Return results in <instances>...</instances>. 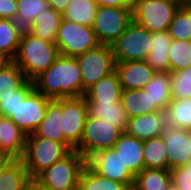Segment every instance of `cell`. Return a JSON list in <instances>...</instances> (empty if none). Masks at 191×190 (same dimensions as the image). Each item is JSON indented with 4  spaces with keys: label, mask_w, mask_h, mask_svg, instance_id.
Wrapping results in <instances>:
<instances>
[{
    "label": "cell",
    "mask_w": 191,
    "mask_h": 190,
    "mask_svg": "<svg viewBox=\"0 0 191 190\" xmlns=\"http://www.w3.org/2000/svg\"><path fill=\"white\" fill-rule=\"evenodd\" d=\"M34 88L51 100L83 96L79 64L74 57L59 55L55 62L33 80Z\"/></svg>",
    "instance_id": "1"
},
{
    "label": "cell",
    "mask_w": 191,
    "mask_h": 190,
    "mask_svg": "<svg viewBox=\"0 0 191 190\" xmlns=\"http://www.w3.org/2000/svg\"><path fill=\"white\" fill-rule=\"evenodd\" d=\"M59 55L56 44L27 34L20 38L13 62L24 72L28 81H33L46 71Z\"/></svg>",
    "instance_id": "2"
},
{
    "label": "cell",
    "mask_w": 191,
    "mask_h": 190,
    "mask_svg": "<svg viewBox=\"0 0 191 190\" xmlns=\"http://www.w3.org/2000/svg\"><path fill=\"white\" fill-rule=\"evenodd\" d=\"M71 151L58 141L37 137L34 133L27 135L26 146L21 160L34 180L41 172L60 161Z\"/></svg>",
    "instance_id": "3"
},
{
    "label": "cell",
    "mask_w": 191,
    "mask_h": 190,
    "mask_svg": "<svg viewBox=\"0 0 191 190\" xmlns=\"http://www.w3.org/2000/svg\"><path fill=\"white\" fill-rule=\"evenodd\" d=\"M87 160L76 150L41 172L34 180L47 190H77Z\"/></svg>",
    "instance_id": "4"
},
{
    "label": "cell",
    "mask_w": 191,
    "mask_h": 190,
    "mask_svg": "<svg viewBox=\"0 0 191 190\" xmlns=\"http://www.w3.org/2000/svg\"><path fill=\"white\" fill-rule=\"evenodd\" d=\"M151 41L152 32L132 21L110 46L116 62L145 61Z\"/></svg>",
    "instance_id": "5"
},
{
    "label": "cell",
    "mask_w": 191,
    "mask_h": 190,
    "mask_svg": "<svg viewBox=\"0 0 191 190\" xmlns=\"http://www.w3.org/2000/svg\"><path fill=\"white\" fill-rule=\"evenodd\" d=\"M55 44L60 55L74 58L100 45L92 27L66 19L61 21Z\"/></svg>",
    "instance_id": "6"
},
{
    "label": "cell",
    "mask_w": 191,
    "mask_h": 190,
    "mask_svg": "<svg viewBox=\"0 0 191 190\" xmlns=\"http://www.w3.org/2000/svg\"><path fill=\"white\" fill-rule=\"evenodd\" d=\"M83 83V96L100 79L115 72L116 61L110 45L100 44L97 48L75 57Z\"/></svg>",
    "instance_id": "7"
},
{
    "label": "cell",
    "mask_w": 191,
    "mask_h": 190,
    "mask_svg": "<svg viewBox=\"0 0 191 190\" xmlns=\"http://www.w3.org/2000/svg\"><path fill=\"white\" fill-rule=\"evenodd\" d=\"M133 8L98 6L92 25L102 45L113 44L133 21Z\"/></svg>",
    "instance_id": "8"
},
{
    "label": "cell",
    "mask_w": 191,
    "mask_h": 190,
    "mask_svg": "<svg viewBox=\"0 0 191 190\" xmlns=\"http://www.w3.org/2000/svg\"><path fill=\"white\" fill-rule=\"evenodd\" d=\"M122 132L110 123L88 116L80 144L74 149L86 160L96 152L113 148Z\"/></svg>",
    "instance_id": "9"
},
{
    "label": "cell",
    "mask_w": 191,
    "mask_h": 190,
    "mask_svg": "<svg viewBox=\"0 0 191 190\" xmlns=\"http://www.w3.org/2000/svg\"><path fill=\"white\" fill-rule=\"evenodd\" d=\"M178 9L164 0H140L133 5V21L152 33L166 31Z\"/></svg>",
    "instance_id": "10"
},
{
    "label": "cell",
    "mask_w": 191,
    "mask_h": 190,
    "mask_svg": "<svg viewBox=\"0 0 191 190\" xmlns=\"http://www.w3.org/2000/svg\"><path fill=\"white\" fill-rule=\"evenodd\" d=\"M51 99L39 93L35 88L26 96L20 98L10 119L20 127L25 134H33L44 119L47 104Z\"/></svg>",
    "instance_id": "11"
},
{
    "label": "cell",
    "mask_w": 191,
    "mask_h": 190,
    "mask_svg": "<svg viewBox=\"0 0 191 190\" xmlns=\"http://www.w3.org/2000/svg\"><path fill=\"white\" fill-rule=\"evenodd\" d=\"M87 117L85 96L62 98V133L74 148L80 144Z\"/></svg>",
    "instance_id": "12"
},
{
    "label": "cell",
    "mask_w": 191,
    "mask_h": 190,
    "mask_svg": "<svg viewBox=\"0 0 191 190\" xmlns=\"http://www.w3.org/2000/svg\"><path fill=\"white\" fill-rule=\"evenodd\" d=\"M87 164L99 175L107 179L129 185L134 184V176L123 164L119 154L114 148L96 152L88 160Z\"/></svg>",
    "instance_id": "13"
},
{
    "label": "cell",
    "mask_w": 191,
    "mask_h": 190,
    "mask_svg": "<svg viewBox=\"0 0 191 190\" xmlns=\"http://www.w3.org/2000/svg\"><path fill=\"white\" fill-rule=\"evenodd\" d=\"M161 136L167 146L169 170L191 163L190 131L167 124Z\"/></svg>",
    "instance_id": "14"
},
{
    "label": "cell",
    "mask_w": 191,
    "mask_h": 190,
    "mask_svg": "<svg viewBox=\"0 0 191 190\" xmlns=\"http://www.w3.org/2000/svg\"><path fill=\"white\" fill-rule=\"evenodd\" d=\"M115 72L123 90L143 89L156 73L146 61L116 62Z\"/></svg>",
    "instance_id": "15"
},
{
    "label": "cell",
    "mask_w": 191,
    "mask_h": 190,
    "mask_svg": "<svg viewBox=\"0 0 191 190\" xmlns=\"http://www.w3.org/2000/svg\"><path fill=\"white\" fill-rule=\"evenodd\" d=\"M166 126L167 113L159 111L129 118L125 133L146 141L161 136Z\"/></svg>",
    "instance_id": "16"
},
{
    "label": "cell",
    "mask_w": 191,
    "mask_h": 190,
    "mask_svg": "<svg viewBox=\"0 0 191 190\" xmlns=\"http://www.w3.org/2000/svg\"><path fill=\"white\" fill-rule=\"evenodd\" d=\"M62 98L50 100L47 104L45 116L34 134L63 143L70 151L75 148L64 138L62 133Z\"/></svg>",
    "instance_id": "17"
},
{
    "label": "cell",
    "mask_w": 191,
    "mask_h": 190,
    "mask_svg": "<svg viewBox=\"0 0 191 190\" xmlns=\"http://www.w3.org/2000/svg\"><path fill=\"white\" fill-rule=\"evenodd\" d=\"M143 145L144 141L122 133L113 146L123 164L127 166L134 177L145 168Z\"/></svg>",
    "instance_id": "18"
},
{
    "label": "cell",
    "mask_w": 191,
    "mask_h": 190,
    "mask_svg": "<svg viewBox=\"0 0 191 190\" xmlns=\"http://www.w3.org/2000/svg\"><path fill=\"white\" fill-rule=\"evenodd\" d=\"M27 134L10 118L0 116V153L21 159L26 146Z\"/></svg>",
    "instance_id": "19"
},
{
    "label": "cell",
    "mask_w": 191,
    "mask_h": 190,
    "mask_svg": "<svg viewBox=\"0 0 191 190\" xmlns=\"http://www.w3.org/2000/svg\"><path fill=\"white\" fill-rule=\"evenodd\" d=\"M49 8L48 0H17V14L11 19L15 31L21 37L32 34L35 17Z\"/></svg>",
    "instance_id": "20"
},
{
    "label": "cell",
    "mask_w": 191,
    "mask_h": 190,
    "mask_svg": "<svg viewBox=\"0 0 191 190\" xmlns=\"http://www.w3.org/2000/svg\"><path fill=\"white\" fill-rule=\"evenodd\" d=\"M86 104L88 116L110 123L112 126L118 128L122 133H125L129 116L121 101L114 103L86 102Z\"/></svg>",
    "instance_id": "21"
},
{
    "label": "cell",
    "mask_w": 191,
    "mask_h": 190,
    "mask_svg": "<svg viewBox=\"0 0 191 190\" xmlns=\"http://www.w3.org/2000/svg\"><path fill=\"white\" fill-rule=\"evenodd\" d=\"M123 89L116 72L100 79L85 94L86 102L114 103L121 101Z\"/></svg>",
    "instance_id": "22"
},
{
    "label": "cell",
    "mask_w": 191,
    "mask_h": 190,
    "mask_svg": "<svg viewBox=\"0 0 191 190\" xmlns=\"http://www.w3.org/2000/svg\"><path fill=\"white\" fill-rule=\"evenodd\" d=\"M172 40L168 30L152 33L151 50L145 61L155 72H170L168 52Z\"/></svg>",
    "instance_id": "23"
},
{
    "label": "cell",
    "mask_w": 191,
    "mask_h": 190,
    "mask_svg": "<svg viewBox=\"0 0 191 190\" xmlns=\"http://www.w3.org/2000/svg\"><path fill=\"white\" fill-rule=\"evenodd\" d=\"M172 187L169 169L144 168L134 177L132 190H170Z\"/></svg>",
    "instance_id": "24"
},
{
    "label": "cell",
    "mask_w": 191,
    "mask_h": 190,
    "mask_svg": "<svg viewBox=\"0 0 191 190\" xmlns=\"http://www.w3.org/2000/svg\"><path fill=\"white\" fill-rule=\"evenodd\" d=\"M121 102L129 118L160 111L144 89L123 90Z\"/></svg>",
    "instance_id": "25"
},
{
    "label": "cell",
    "mask_w": 191,
    "mask_h": 190,
    "mask_svg": "<svg viewBox=\"0 0 191 190\" xmlns=\"http://www.w3.org/2000/svg\"><path fill=\"white\" fill-rule=\"evenodd\" d=\"M143 89L148 93L152 103H154L160 111H166L172 100L170 72H156Z\"/></svg>",
    "instance_id": "26"
},
{
    "label": "cell",
    "mask_w": 191,
    "mask_h": 190,
    "mask_svg": "<svg viewBox=\"0 0 191 190\" xmlns=\"http://www.w3.org/2000/svg\"><path fill=\"white\" fill-rule=\"evenodd\" d=\"M62 21V14L49 8L43 11L33 21L32 34L35 37L41 38L49 43H56L57 31Z\"/></svg>",
    "instance_id": "27"
},
{
    "label": "cell",
    "mask_w": 191,
    "mask_h": 190,
    "mask_svg": "<svg viewBox=\"0 0 191 190\" xmlns=\"http://www.w3.org/2000/svg\"><path fill=\"white\" fill-rule=\"evenodd\" d=\"M97 8L95 0H70L62 19L92 27Z\"/></svg>",
    "instance_id": "28"
},
{
    "label": "cell",
    "mask_w": 191,
    "mask_h": 190,
    "mask_svg": "<svg viewBox=\"0 0 191 190\" xmlns=\"http://www.w3.org/2000/svg\"><path fill=\"white\" fill-rule=\"evenodd\" d=\"M143 158L145 168L169 169L167 146L162 136L144 141Z\"/></svg>",
    "instance_id": "29"
},
{
    "label": "cell",
    "mask_w": 191,
    "mask_h": 190,
    "mask_svg": "<svg viewBox=\"0 0 191 190\" xmlns=\"http://www.w3.org/2000/svg\"><path fill=\"white\" fill-rule=\"evenodd\" d=\"M77 190H132V188L97 174L87 164L81 173Z\"/></svg>",
    "instance_id": "30"
},
{
    "label": "cell",
    "mask_w": 191,
    "mask_h": 190,
    "mask_svg": "<svg viewBox=\"0 0 191 190\" xmlns=\"http://www.w3.org/2000/svg\"><path fill=\"white\" fill-rule=\"evenodd\" d=\"M31 180L23 161L15 159L0 177V190H24Z\"/></svg>",
    "instance_id": "31"
},
{
    "label": "cell",
    "mask_w": 191,
    "mask_h": 190,
    "mask_svg": "<svg viewBox=\"0 0 191 190\" xmlns=\"http://www.w3.org/2000/svg\"><path fill=\"white\" fill-rule=\"evenodd\" d=\"M166 113L167 124L191 131V98L171 100Z\"/></svg>",
    "instance_id": "32"
},
{
    "label": "cell",
    "mask_w": 191,
    "mask_h": 190,
    "mask_svg": "<svg viewBox=\"0 0 191 190\" xmlns=\"http://www.w3.org/2000/svg\"><path fill=\"white\" fill-rule=\"evenodd\" d=\"M27 81L24 72L12 62L0 70V97L15 95V92Z\"/></svg>",
    "instance_id": "33"
},
{
    "label": "cell",
    "mask_w": 191,
    "mask_h": 190,
    "mask_svg": "<svg viewBox=\"0 0 191 190\" xmlns=\"http://www.w3.org/2000/svg\"><path fill=\"white\" fill-rule=\"evenodd\" d=\"M168 53L170 72L191 66V40L173 39Z\"/></svg>",
    "instance_id": "34"
},
{
    "label": "cell",
    "mask_w": 191,
    "mask_h": 190,
    "mask_svg": "<svg viewBox=\"0 0 191 190\" xmlns=\"http://www.w3.org/2000/svg\"><path fill=\"white\" fill-rule=\"evenodd\" d=\"M20 38L21 36L15 31L11 20L0 18V52L13 60Z\"/></svg>",
    "instance_id": "35"
},
{
    "label": "cell",
    "mask_w": 191,
    "mask_h": 190,
    "mask_svg": "<svg viewBox=\"0 0 191 190\" xmlns=\"http://www.w3.org/2000/svg\"><path fill=\"white\" fill-rule=\"evenodd\" d=\"M171 98H191V66L170 72Z\"/></svg>",
    "instance_id": "36"
},
{
    "label": "cell",
    "mask_w": 191,
    "mask_h": 190,
    "mask_svg": "<svg viewBox=\"0 0 191 190\" xmlns=\"http://www.w3.org/2000/svg\"><path fill=\"white\" fill-rule=\"evenodd\" d=\"M169 35L176 40H191V18L179 8L168 28Z\"/></svg>",
    "instance_id": "37"
},
{
    "label": "cell",
    "mask_w": 191,
    "mask_h": 190,
    "mask_svg": "<svg viewBox=\"0 0 191 190\" xmlns=\"http://www.w3.org/2000/svg\"><path fill=\"white\" fill-rule=\"evenodd\" d=\"M34 89L33 81H26L16 92L15 95L0 97V116L10 118L15 111L20 98L26 96Z\"/></svg>",
    "instance_id": "38"
},
{
    "label": "cell",
    "mask_w": 191,
    "mask_h": 190,
    "mask_svg": "<svg viewBox=\"0 0 191 190\" xmlns=\"http://www.w3.org/2000/svg\"><path fill=\"white\" fill-rule=\"evenodd\" d=\"M173 188L191 190V163L170 170Z\"/></svg>",
    "instance_id": "39"
},
{
    "label": "cell",
    "mask_w": 191,
    "mask_h": 190,
    "mask_svg": "<svg viewBox=\"0 0 191 190\" xmlns=\"http://www.w3.org/2000/svg\"><path fill=\"white\" fill-rule=\"evenodd\" d=\"M17 14V0H0V18L12 19Z\"/></svg>",
    "instance_id": "40"
},
{
    "label": "cell",
    "mask_w": 191,
    "mask_h": 190,
    "mask_svg": "<svg viewBox=\"0 0 191 190\" xmlns=\"http://www.w3.org/2000/svg\"><path fill=\"white\" fill-rule=\"evenodd\" d=\"M98 6H111L121 8H133L129 0H95Z\"/></svg>",
    "instance_id": "41"
},
{
    "label": "cell",
    "mask_w": 191,
    "mask_h": 190,
    "mask_svg": "<svg viewBox=\"0 0 191 190\" xmlns=\"http://www.w3.org/2000/svg\"><path fill=\"white\" fill-rule=\"evenodd\" d=\"M70 0H48L50 8L54 9L56 12L63 14L68 6Z\"/></svg>",
    "instance_id": "42"
},
{
    "label": "cell",
    "mask_w": 191,
    "mask_h": 190,
    "mask_svg": "<svg viewBox=\"0 0 191 190\" xmlns=\"http://www.w3.org/2000/svg\"><path fill=\"white\" fill-rule=\"evenodd\" d=\"M14 160V157L5 153H0V177L3 175L4 171Z\"/></svg>",
    "instance_id": "43"
},
{
    "label": "cell",
    "mask_w": 191,
    "mask_h": 190,
    "mask_svg": "<svg viewBox=\"0 0 191 190\" xmlns=\"http://www.w3.org/2000/svg\"><path fill=\"white\" fill-rule=\"evenodd\" d=\"M12 62L13 60L9 56L0 52V70L5 69Z\"/></svg>",
    "instance_id": "44"
},
{
    "label": "cell",
    "mask_w": 191,
    "mask_h": 190,
    "mask_svg": "<svg viewBox=\"0 0 191 190\" xmlns=\"http://www.w3.org/2000/svg\"><path fill=\"white\" fill-rule=\"evenodd\" d=\"M24 190H47L41 187L35 180H31V182L25 187Z\"/></svg>",
    "instance_id": "45"
},
{
    "label": "cell",
    "mask_w": 191,
    "mask_h": 190,
    "mask_svg": "<svg viewBox=\"0 0 191 190\" xmlns=\"http://www.w3.org/2000/svg\"><path fill=\"white\" fill-rule=\"evenodd\" d=\"M181 9L188 15L189 18H191V1L184 4Z\"/></svg>",
    "instance_id": "46"
},
{
    "label": "cell",
    "mask_w": 191,
    "mask_h": 190,
    "mask_svg": "<svg viewBox=\"0 0 191 190\" xmlns=\"http://www.w3.org/2000/svg\"><path fill=\"white\" fill-rule=\"evenodd\" d=\"M164 1H168L171 2L175 5H177L179 8H181L184 4H186L189 0H164Z\"/></svg>",
    "instance_id": "47"
},
{
    "label": "cell",
    "mask_w": 191,
    "mask_h": 190,
    "mask_svg": "<svg viewBox=\"0 0 191 190\" xmlns=\"http://www.w3.org/2000/svg\"><path fill=\"white\" fill-rule=\"evenodd\" d=\"M133 5L140 0H129Z\"/></svg>",
    "instance_id": "48"
}]
</instances>
